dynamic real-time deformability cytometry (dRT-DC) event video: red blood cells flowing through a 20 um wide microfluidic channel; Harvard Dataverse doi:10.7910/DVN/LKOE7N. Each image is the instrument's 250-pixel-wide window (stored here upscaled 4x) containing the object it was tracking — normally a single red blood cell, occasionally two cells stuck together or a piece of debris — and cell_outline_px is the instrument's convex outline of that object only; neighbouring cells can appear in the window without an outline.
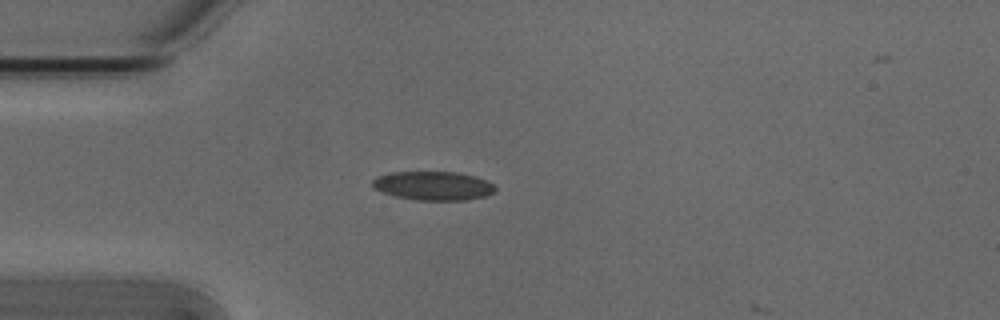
{"species": "Egyptian fruit bat (a non-hibernating species)", "species_latin": "Rousettus aegyptiacus", "temperature_condition": "cold", "stored_images_in_passage": 3, "camera_frame_rate_fps": 3000, "um_per_image_px": 0.085, "animal": {"sex": "male"}, "frame": {"image": 1, "passage_image": 2, "time_ms": 0.333, "image_size_px": [1000, 320], "cell_outline_px": [[496, 192], [484, 196], [464, 200], [416, 200], [392, 196], [372, 188], [372, 180], [376, 176], [392, 172], [456, 172], [476, 176], [492, 184], [496, 188]], "centroid_in_image_um": [36.78, 15.79], "position_along_channel_um": 48.2, "area_um2": 20.75}}